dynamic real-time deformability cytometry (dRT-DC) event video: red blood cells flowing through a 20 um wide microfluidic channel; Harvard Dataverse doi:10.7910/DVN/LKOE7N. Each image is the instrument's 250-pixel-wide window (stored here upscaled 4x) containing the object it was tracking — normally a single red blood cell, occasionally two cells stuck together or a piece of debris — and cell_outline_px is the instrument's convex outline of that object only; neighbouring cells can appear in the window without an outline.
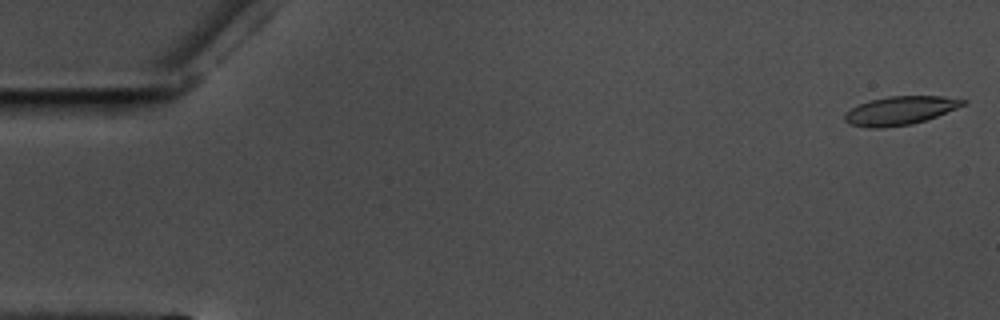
{"species": "common noctule bat (a hibernating species)", "species_latin": "Nyctalus noctula", "temperature_condition": "warm", "stored_images_in_passage": 54, "camera_frame_rate_fps": 3000, "um_per_image_px": 0.085, "animal": {"sex": "male", "body_mass_g": 17.5, "forearm_length_mm": 52.3}, "frame": {"image": 1, "passage_image": 1, "time_ms": 0.0, "image_size_px": [1000, 320], "cell_outline_px": [[968, 100], [964, 104], [956, 108], [936, 116], [912, 124], [884, 128], [868, 128], [852, 124], [844, 120], [844, 112], [868, 100], [888, 96], [944, 96]], "centroid_in_image_um": [76.48, 9.39], "position_along_channel_um": 8.5, "area_um2": 19.59}}
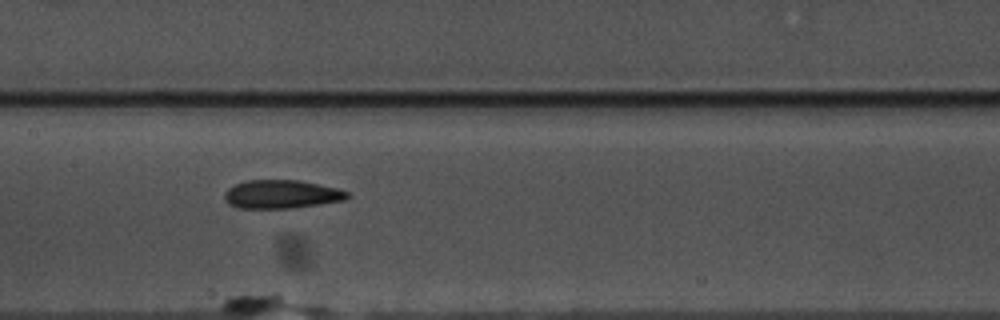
{"frame": {"image": 2, "passage_image": 28, "time_ms": 9.0, "image_size_px": [1000, 320], "cell_outline_px": [[352, 196], [344, 200], [320, 204], [292, 208], [236, 208], [228, 204], [224, 200], [224, 192], [228, 188], [244, 180], [300, 180], [336, 188], [348, 192]], "centroid_in_image_um": [23.9, 16.51], "position_along_channel_um": 183.5, "area_um2": 20.52}}
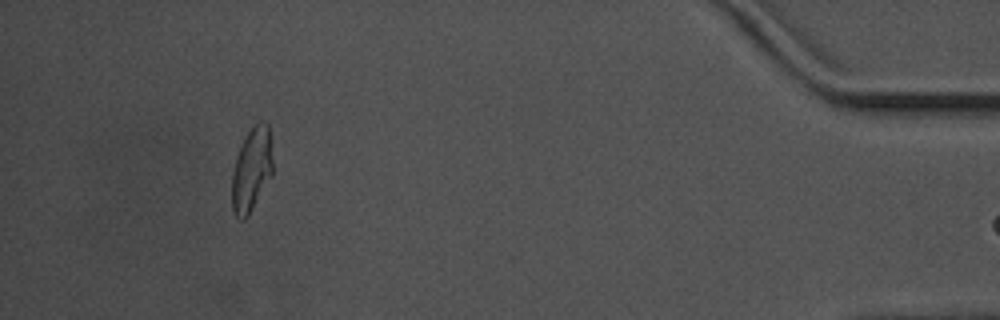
{"frame": {"image": 3, "passage_image": 53, "time_ms": 17.333, "image_size_px": [1000, 320], "cell_outline_px": [[272, 176], [248, 216], [244, 220], [240, 220], [236, 216], [232, 208], [232, 172], [236, 156], [240, 144], [248, 132], [260, 120], [264, 120], [268, 124], [272, 160]], "centroid_in_image_um": [21.38, 14.43], "position_along_channel_um": 413.8, "area_um2": 20.0}}